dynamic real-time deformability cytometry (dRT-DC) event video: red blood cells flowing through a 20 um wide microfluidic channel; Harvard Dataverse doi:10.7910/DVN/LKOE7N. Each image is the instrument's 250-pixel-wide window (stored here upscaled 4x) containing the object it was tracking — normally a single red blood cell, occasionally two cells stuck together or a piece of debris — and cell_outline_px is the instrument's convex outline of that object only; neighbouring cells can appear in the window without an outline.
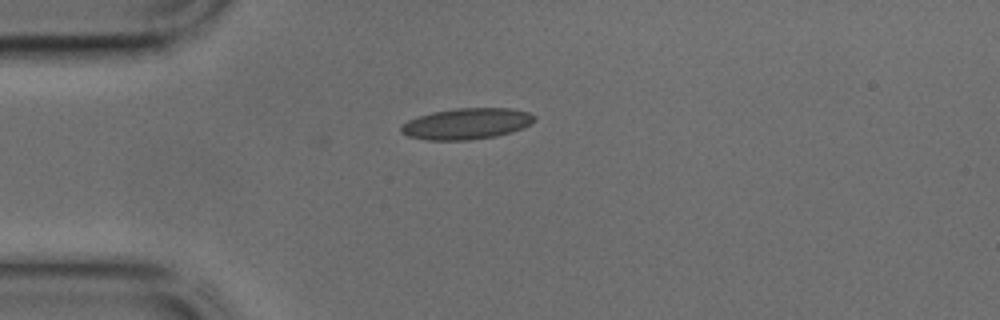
{"species": "common noctule bat (a hibernating species)", "species_latin": "Nyctalus noctula", "temperature_condition": "cold", "stored_images_in_passage": 3, "camera_frame_rate_fps": 3000, "um_per_image_px": 0.085, "animal": {"sex": "male", "body_mass_g": 17.9, "forearm_length_mm": 54.2}, "frame": {"image": 1, "passage_image": 1, "time_ms": 0.0, "image_size_px": [1000, 320], "cell_outline_px": [[536, 120], [524, 128], [512, 132], [496, 136], [468, 140], [428, 140], [408, 136], [400, 132], [400, 128], [408, 120], [432, 112], [456, 108], [512, 108], [528, 112], [536, 116]], "centroid_in_image_um": [39.7, 10.51], "position_along_channel_um": 45.3, "area_um2": 24.22}}